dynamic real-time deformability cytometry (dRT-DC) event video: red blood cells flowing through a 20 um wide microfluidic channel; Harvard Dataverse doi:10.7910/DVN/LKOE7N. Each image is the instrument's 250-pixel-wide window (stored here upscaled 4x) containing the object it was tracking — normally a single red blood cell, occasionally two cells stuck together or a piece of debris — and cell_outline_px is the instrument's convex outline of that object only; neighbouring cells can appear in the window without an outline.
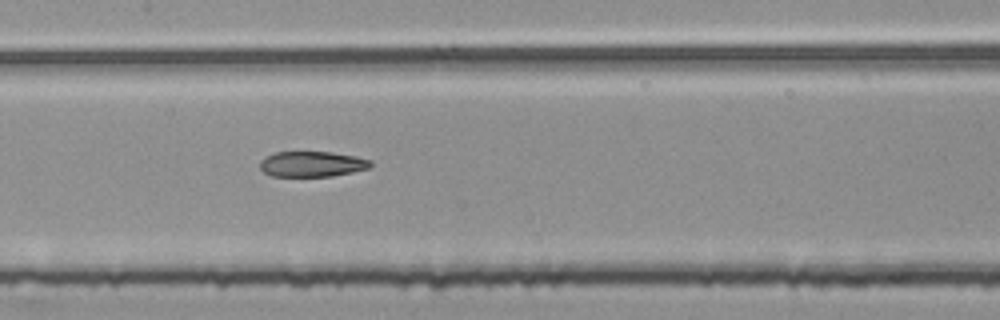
{"species": "common noctule bat (a hibernating species)", "species_latin": "Nyctalus noctula", "temperature_condition": "room temperature", "stored_images_in_passage": 54, "segment_of_instrument_passage": [2, 2], "camera_frame_rate_fps": 3000, "um_per_image_px": 0.085, "animal": {"sex": "female", "body_mass_g": 25.1}, "frame": {"image": 1, "passage_image": 26, "time_ms": 8.333, "image_size_px": [1000, 320], "cell_outline_px": [[372, 164], [368, 168], [352, 172], [332, 176], [272, 176], [264, 172], [260, 168], [260, 160], [264, 156], [276, 152], [332, 152], [356, 156], [372, 160]], "centroid_in_image_um": [26.51, 13.94], "position_along_channel_um": 180.9, "area_um2": 16.47}}
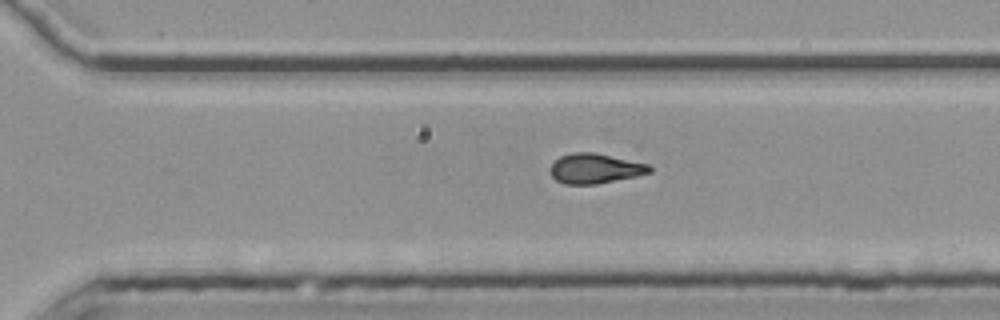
{"frame": {"image": 2, "passage_image": 37, "time_ms": 12.0, "image_size_px": [1000, 320], "cell_outline_px": [[652, 172], [636, 176], [596, 184], [564, 184], [556, 180], [552, 176], [552, 164], [560, 156], [572, 152], [596, 152], [648, 164], [652, 168]], "centroid_in_image_um": [50.6, 14.31], "position_along_channel_um": 320.0, "area_um2": 17.22}}
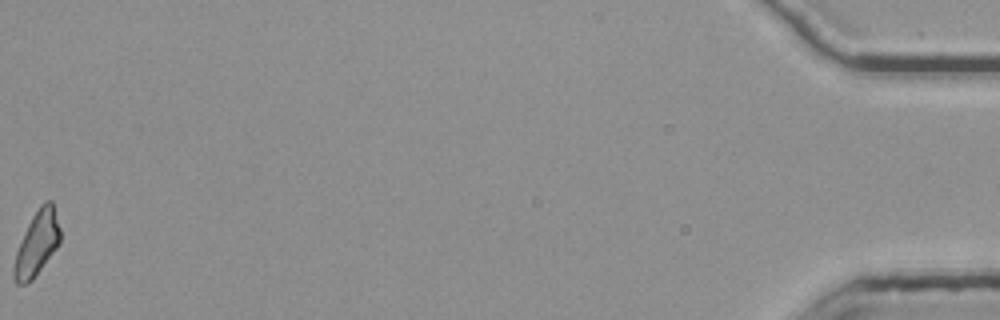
{"frame": {"image": 3, "passage_image": 54, "time_ms": 17.667, "image_size_px": [1000, 320], "cell_outline_px": [[60, 244], [32, 280], [24, 284], [16, 284], [12, 276], [12, 268], [16, 252], [24, 232], [32, 216], [40, 204], [44, 200], [52, 200], [60, 228]], "centroid_in_image_um": [3.13, 20.69], "position_along_channel_um": 432.1, "area_um2": 17.46}}